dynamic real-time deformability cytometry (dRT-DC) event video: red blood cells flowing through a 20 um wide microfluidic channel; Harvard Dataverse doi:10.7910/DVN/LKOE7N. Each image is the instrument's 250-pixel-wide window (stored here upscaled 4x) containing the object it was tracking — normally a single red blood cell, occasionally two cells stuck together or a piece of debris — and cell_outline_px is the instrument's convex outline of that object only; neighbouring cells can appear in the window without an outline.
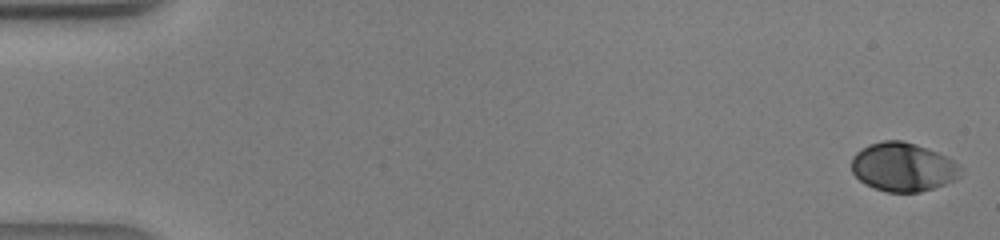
{"species": "human", "species_latin": "Homo sapiens", "temperature_condition": "warm", "stored_images_in_passage": 42, "camera_frame_rate_fps": 3000, "um_per_image_px": 0.085, "donor": {"sex": "male"}, "frame": {"image": 1, "passage_image": 1, "time_ms": 0.0, "image_size_px": [1000, 240], "cell_outline_px": [[964, 168], [960, 176], [956, 180], [920, 192], [888, 192], [864, 184], [852, 172], [852, 156], [856, 152], [868, 144], [884, 140], [900, 140], [916, 144], [928, 148], [960, 164]], "centroid_in_image_um": [76.77, 14.19], "position_along_channel_um": 8.2, "area_um2": 31.1}}
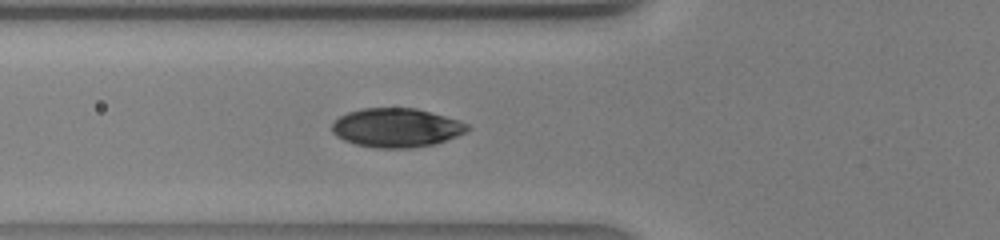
{"frame": {"image": 2, "passage_image": 16, "time_ms": 5.0, "image_size_px": [1000, 240], "cell_outline_px": [[472, 128], [456, 136], [436, 144], [412, 148], [376, 148], [356, 144], [344, 140], [336, 136], [332, 132], [332, 124], [340, 116], [348, 112], [360, 108], [416, 108], [460, 120], [468, 124]], "centroid_in_image_um": [33.71, 10.85], "position_along_channel_um": 92.1, "area_um2": 30.87}}
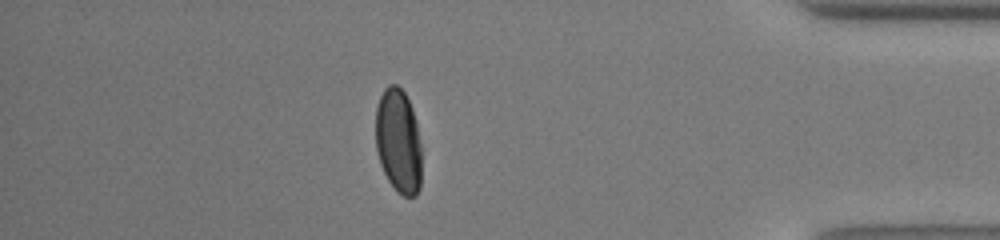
{"frame": {"image": 3, "passage_image": 37, "time_ms": 12.0, "image_size_px": [1000, 240], "cell_outline_px": [[420, 188], [416, 196], [404, 196], [396, 192], [388, 180], [380, 164], [376, 148], [376, 108], [380, 96], [384, 88], [388, 84], [396, 84], [404, 92], [412, 108], [416, 120], [420, 144]], "centroid_in_image_um": [33.85, 11.99], "position_along_channel_um": 401.3, "area_um2": 28.03}}